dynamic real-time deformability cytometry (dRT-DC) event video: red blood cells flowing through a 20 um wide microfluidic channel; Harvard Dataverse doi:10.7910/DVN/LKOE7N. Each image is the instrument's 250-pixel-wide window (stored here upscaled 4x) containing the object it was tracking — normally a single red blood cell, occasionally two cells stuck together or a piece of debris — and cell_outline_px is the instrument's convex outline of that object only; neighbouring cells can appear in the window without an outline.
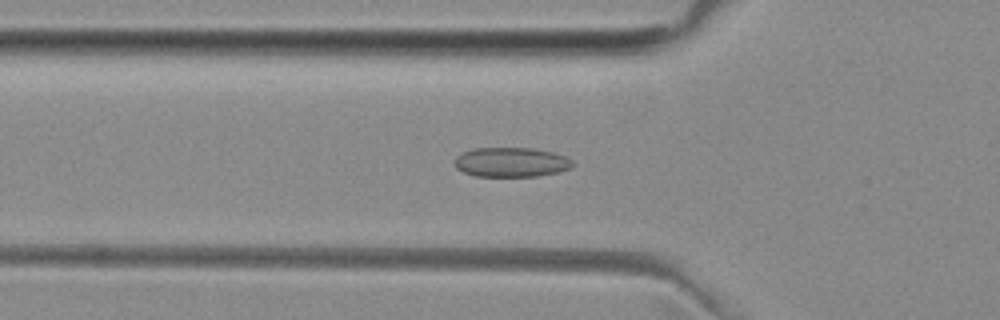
{"species": "common noctule bat (a hibernating species)", "species_latin": "Nyctalus noctula", "temperature_condition": "room temperature", "stored_images_in_passage": 50, "camera_frame_rate_fps": 3000, "um_per_image_px": 0.085, "animal": {"sex": "female", "body_mass_g": 29.2, "forearm_length_mm": 56.3}, "frame": {"image": 1, "passage_image": 16, "time_ms": 5.0, "image_size_px": [1000, 320], "cell_outline_px": [[572, 168], [560, 172], [540, 176], [476, 176], [464, 172], [456, 168], [456, 156], [464, 152], [476, 148], [532, 148], [552, 152], [568, 156], [572, 160]], "centroid_in_image_um": [43.51, 13.79], "position_along_channel_um": 82.3, "area_um2": 20.35}}
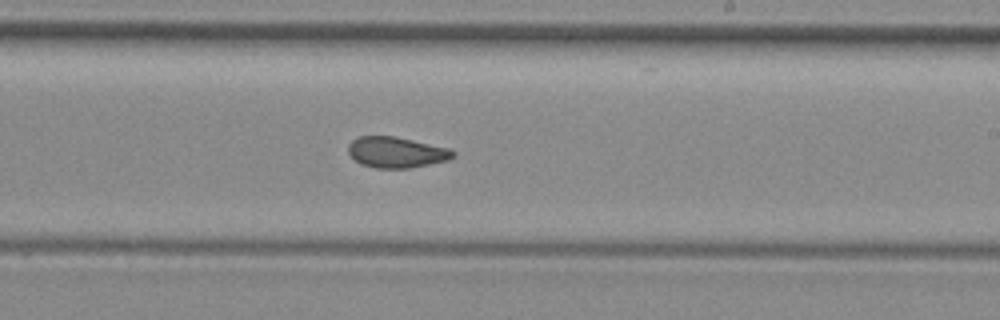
{"frame": {"image": 2, "passage_image": 29, "time_ms": 9.333, "image_size_px": [1000, 320], "cell_outline_px": [[456, 156], [448, 160], [408, 168], [376, 168], [360, 164], [348, 152], [348, 144], [352, 140], [360, 136], [396, 136], [452, 148], [456, 152]], "centroid_in_image_um": [33.73, 12.93], "position_along_channel_um": 255.3, "area_um2": 19.02}}
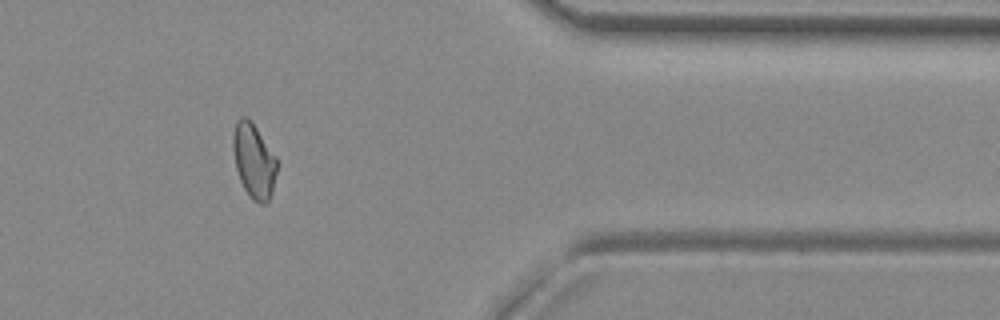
{"frame": {"image": 3, "passage_image": 41, "time_ms": 13.333, "image_size_px": [1000, 320], "cell_outline_px": [[280, 164], [272, 192], [268, 200], [264, 204], [260, 204], [252, 200], [244, 188], [240, 180], [236, 168], [232, 148], [232, 136], [236, 120], [240, 116], [244, 116], [252, 120], [276, 156]], "centroid_in_image_um": [21.6, 13.64], "position_along_channel_um": 389.8, "area_um2": 19.65}, "authors_computed_cell_mechanics": {"area_um2": 19.5653, "velocity_mm_per_s": 3.978, "shape_relaxation_time_tau1_ms": 8.7683, "shape_relaxation_time_tau2_ms": 2.7046, "deformation_change_tau1": 0.1248, "deformation_change_tau2": 0.077}}